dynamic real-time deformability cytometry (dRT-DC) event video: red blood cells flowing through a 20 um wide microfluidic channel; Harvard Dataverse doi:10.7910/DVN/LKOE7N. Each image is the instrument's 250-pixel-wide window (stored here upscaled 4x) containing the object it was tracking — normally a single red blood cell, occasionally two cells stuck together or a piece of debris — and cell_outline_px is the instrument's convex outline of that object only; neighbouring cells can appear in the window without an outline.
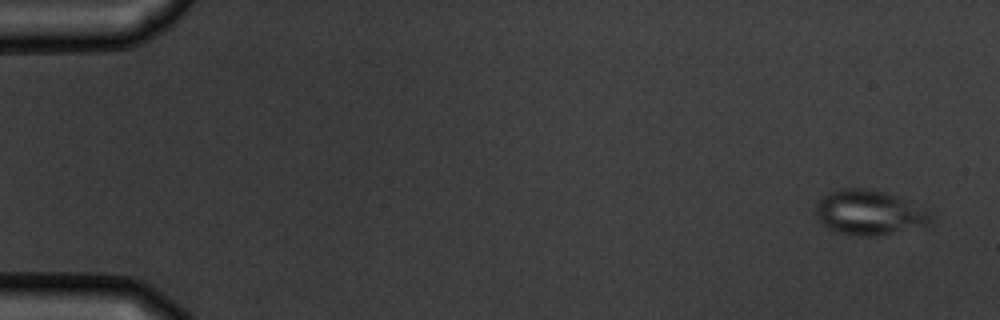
{"species": "common noctule bat (a hibernating species)", "species_latin": "Nyctalus noctula", "temperature_condition": "warm", "stored_images_in_passage": 5, "camera_frame_rate_fps": 3000, "um_per_image_px": 0.085, "animal": {"sex": "male", "body_mass_g": 19.5, "forearm_length_mm": 54.6}, "frame": {"image": 1, "passage_image": 1, "time_ms": 0.0, "image_size_px": [1000, 320], "cell_outline_px": [[932, 224], [924, 228], [876, 236], [856, 236], [840, 232], [828, 228], [816, 216], [816, 204], [828, 192], [844, 188], [868, 188], [884, 192], [928, 212], [932, 216]], "centroid_in_image_um": [73.89, 18.1], "position_along_channel_um": 11.1, "area_um2": 29.77}}